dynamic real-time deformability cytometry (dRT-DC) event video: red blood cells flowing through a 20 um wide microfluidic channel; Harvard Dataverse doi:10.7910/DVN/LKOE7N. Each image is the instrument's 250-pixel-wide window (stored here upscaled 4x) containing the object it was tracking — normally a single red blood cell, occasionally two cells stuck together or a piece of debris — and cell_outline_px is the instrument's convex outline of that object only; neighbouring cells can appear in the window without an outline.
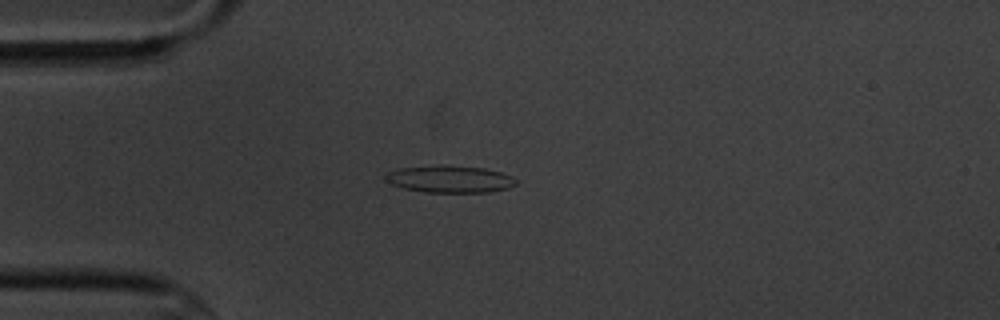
{"species": "common noctule bat (a hibernating species)", "species_latin": "Nyctalus noctula", "temperature_condition": "cold", "stored_images_in_passage": 7, "camera_frame_rate_fps": 3000, "um_per_image_px": 0.085, "animal": {"sex": "male", "body_mass_g": 20.1, "forearm_length_mm": 53.5}, "frame": {"image": 1, "passage_image": 3, "time_ms": 3.333, "image_size_px": [1000, 320], "cell_outline_px": [[516, 184], [508, 188], [488, 192], [424, 192], [404, 188], [392, 184], [384, 180], [384, 176], [388, 172], [400, 168], [440, 164], [484, 168], [500, 172], [512, 176], [516, 180]], "centroid_in_image_um": [38.21, 15.21], "position_along_channel_um": 46.8, "area_um2": 20.69}}
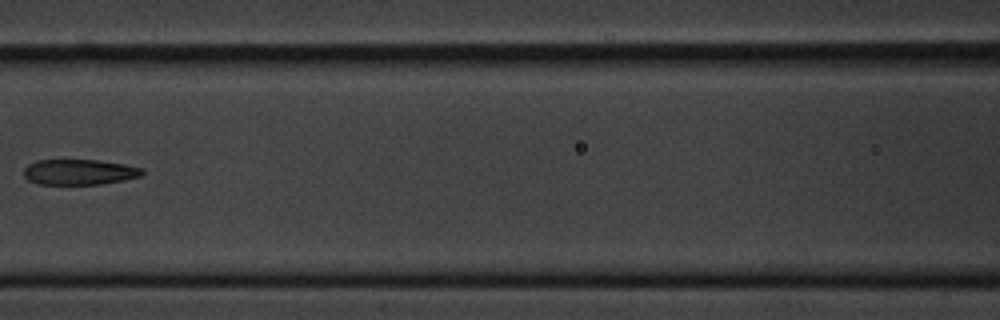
{"frame": {"image": 2, "passage_image": 6, "time_ms": 7.0, "image_size_px": [1000, 320], "cell_outline_px": [[144, 172], [140, 176], [124, 180], [100, 184], [36, 184], [28, 180], [24, 176], [24, 168], [28, 164], [36, 160], [96, 160], [124, 164], [144, 168]], "centroid_in_image_um": [6.73, 14.62], "position_along_channel_um": 159.9, "area_um2": 17.63}}
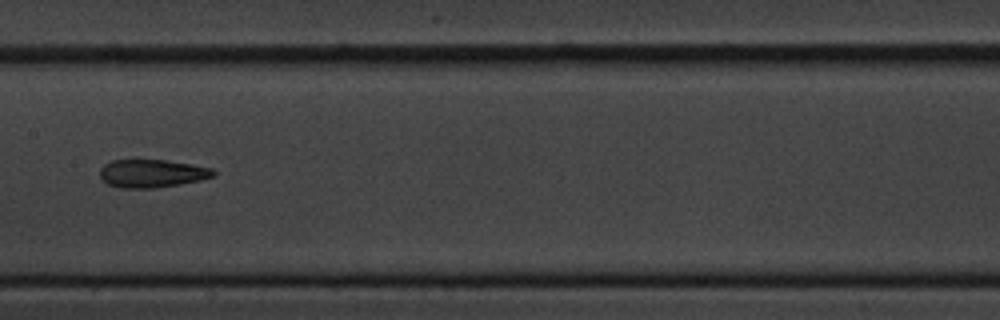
{"frame": {"image": 3, "passage_image": 7, "time_ms": 8.0, "image_size_px": [1000, 320], "cell_outline_px": [[216, 176], [200, 180], [180, 184], [152, 188], [124, 188], [108, 184], [100, 176], [100, 168], [104, 164], [112, 160], [164, 160], [192, 164], [212, 168], [216, 172]], "centroid_in_image_um": [12.94, 14.74], "position_along_channel_um": 194.5, "area_um2": 18.5}}